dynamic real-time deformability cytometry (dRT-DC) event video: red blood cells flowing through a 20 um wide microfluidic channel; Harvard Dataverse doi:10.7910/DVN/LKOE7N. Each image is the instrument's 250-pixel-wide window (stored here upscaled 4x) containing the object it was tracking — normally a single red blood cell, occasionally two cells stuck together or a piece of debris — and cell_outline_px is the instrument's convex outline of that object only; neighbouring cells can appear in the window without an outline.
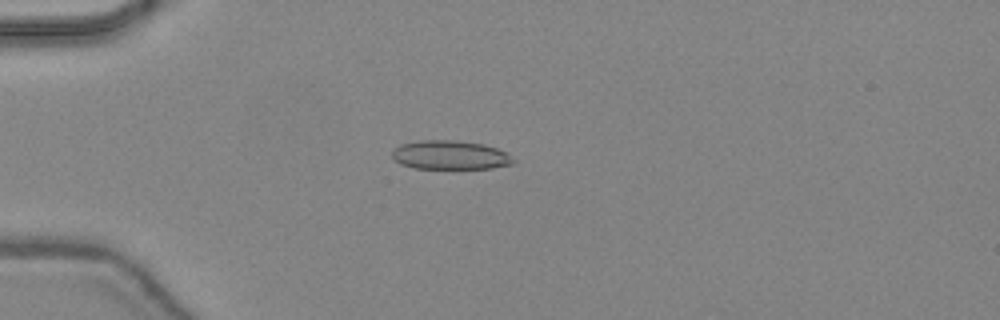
{"species": "common noctule bat (a hibernating species)", "species_latin": "Nyctalus noctula", "temperature_condition": "warm", "stored_images_in_passage": 47, "camera_frame_rate_fps": 3000, "um_per_image_px": 0.085, "animal": {"sex": "female", "body_mass_g": 24.6, "forearm_length_mm": 56.2}, "frame": {"image": 1, "passage_image": 14, "time_ms": 4.333, "image_size_px": [1000, 320], "cell_outline_px": [[516, 160], [512, 164], [492, 168], [416, 168], [400, 164], [392, 156], [392, 152], [400, 144], [420, 140], [452, 140], [484, 144], [496, 148], [504, 152]], "centroid_in_image_um": [38.26, 13.17], "position_along_channel_um": 46.7, "area_um2": 20.23}}
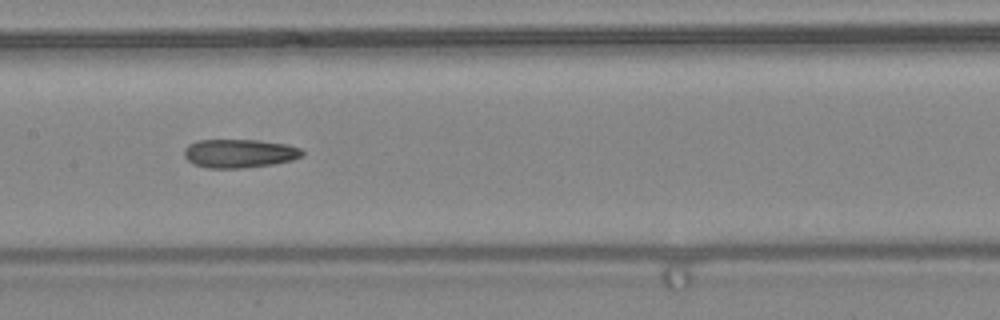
{"frame": {"image": 2, "passage_image": 25, "time_ms": 8.0, "image_size_px": [1000, 320], "cell_outline_px": [[304, 156], [292, 160], [272, 164], [244, 168], [208, 168], [192, 164], [184, 156], [184, 148], [188, 144], [196, 140], [256, 140], [284, 144], [300, 148], [304, 152]], "centroid_in_image_um": [20.32, 13.04], "position_along_channel_um": 187.1, "area_um2": 19.77}}
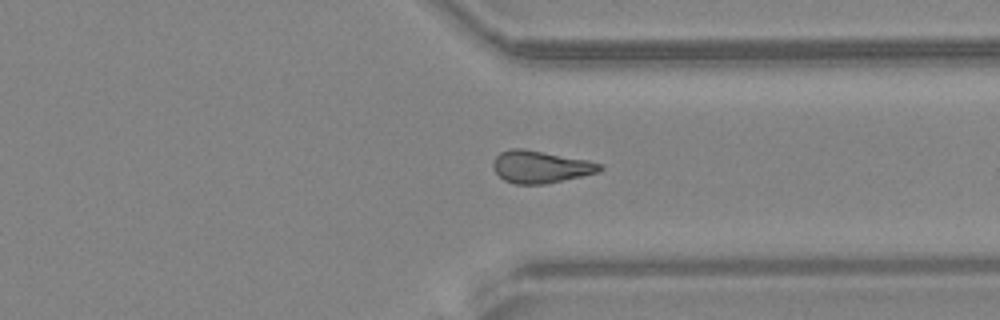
{"frame": {"image": 3, "passage_image": 37, "time_ms": 12.0, "image_size_px": [1000, 320], "cell_outline_px": [[604, 168], [600, 172], [544, 184], [516, 184], [504, 180], [496, 172], [492, 164], [496, 156], [500, 152], [512, 148], [524, 148], [588, 160], [604, 164]], "centroid_in_image_um": [45.97, 14.17], "position_along_channel_um": 365.4, "area_um2": 20.11}, "authors_computed_cell_mechanics": {"area_um2": 19.8832, "velocity_mm_per_s": 4.4667, "shape_relaxation_time_tau1_ms": null, "shape_relaxation_time_tau2_ms": 10.7206, "deformation_change_tau1": null, "deformation_change_tau2": 0.2505}}